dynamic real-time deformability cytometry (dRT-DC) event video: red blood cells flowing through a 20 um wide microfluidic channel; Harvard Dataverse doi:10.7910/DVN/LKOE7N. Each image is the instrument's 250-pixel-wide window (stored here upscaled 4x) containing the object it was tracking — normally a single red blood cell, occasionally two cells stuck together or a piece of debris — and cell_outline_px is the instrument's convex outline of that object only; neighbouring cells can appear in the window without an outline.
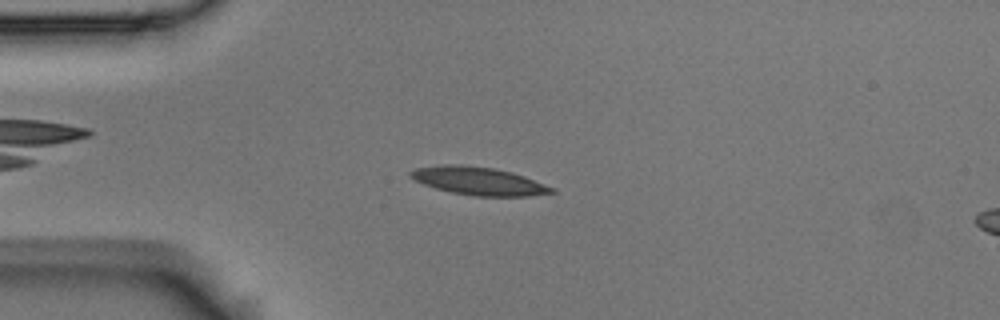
{"species": "Egyptian fruit bat (a non-hibernating species)", "species_latin": "Rousettus aegyptiacus", "temperature_condition": "room temperature", "stored_images_in_passage": 56, "camera_frame_rate_fps": 3000, "um_per_image_px": 0.085, "animal": {"sex": "male"}, "frame": {"image": 1, "passage_image": 13, "time_ms": 4.0, "image_size_px": [1000, 320], "cell_outline_px": [[556, 192], [528, 196], [472, 196], [452, 192], [436, 188], [424, 184], [408, 176], [408, 172], [416, 168], [444, 164], [460, 164], [492, 168], [512, 172], [524, 176], [556, 188]], "centroid_in_image_um": [40.69, 15.38], "position_along_channel_um": 44.3, "area_um2": 23.0}}
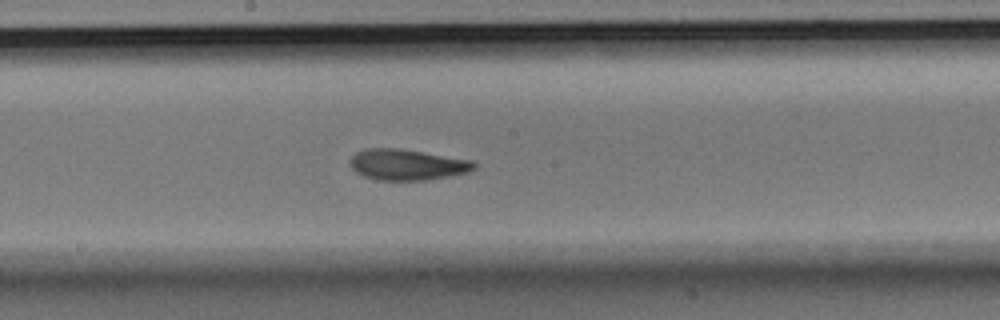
{"frame": {"image": 2, "passage_image": 29, "time_ms": 9.333, "image_size_px": [1000, 320], "cell_outline_px": [[476, 168], [468, 172], [428, 180], [376, 180], [364, 176], [356, 172], [352, 168], [352, 156], [356, 152], [364, 148], [400, 148], [472, 160], [476, 164]], "centroid_in_image_um": [34.62, 13.99], "position_along_channel_um": 213.6, "area_um2": 22.31}}
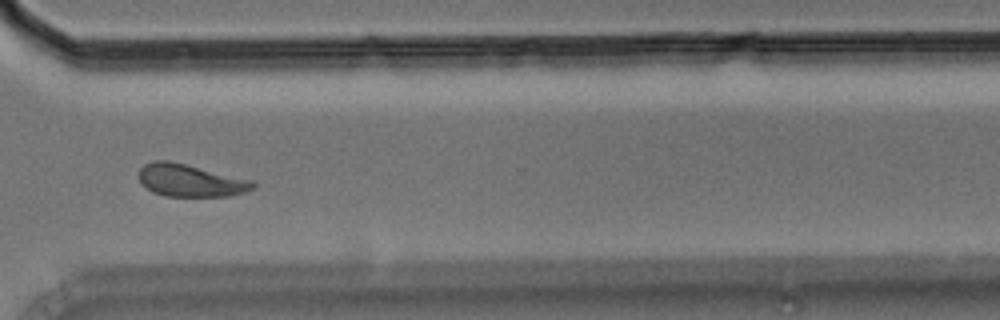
{"frame": {"image": 3, "passage_image": 41, "time_ms": 13.333, "image_size_px": [1000, 320], "cell_outline_px": [[256, 188], [244, 192], [228, 196], [164, 196], [152, 192], [140, 184], [136, 176], [140, 168], [144, 164], [152, 160], [168, 160], [252, 180], [256, 184]], "centroid_in_image_um": [16.11, 15.34], "position_along_channel_um": 354.5, "area_um2": 21.79}, "authors_computed_cell_mechanics": {"area_um2": 21.8484, "velocity_mm_per_s": 3.5272, "shape_relaxation_time_tau1_ms": 4.4807, "shape_relaxation_time_tau2_ms": 2.416, "deformation_change_tau1": 0.1753, "deformation_change_tau2": 0.0938}}